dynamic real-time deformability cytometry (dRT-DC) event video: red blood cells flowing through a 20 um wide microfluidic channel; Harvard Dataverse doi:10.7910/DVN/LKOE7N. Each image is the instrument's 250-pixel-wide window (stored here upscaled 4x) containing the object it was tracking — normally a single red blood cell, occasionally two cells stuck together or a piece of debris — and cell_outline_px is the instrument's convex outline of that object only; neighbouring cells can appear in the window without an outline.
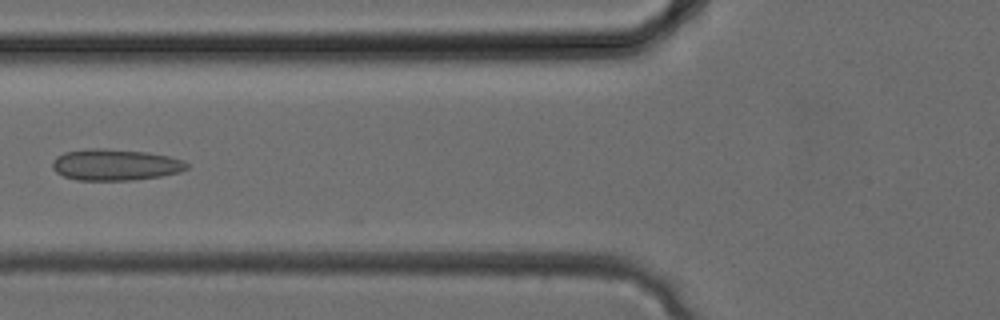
{"species": "common noctule bat (a hibernating species)", "species_latin": "Nyctalus noctula", "temperature_condition": "cold", "stored_images_in_passage": 32, "camera_frame_rate_fps": 3000, "um_per_image_px": 0.085, "animal": {"sex": "female", "body_mass_g": 24.6, "forearm_length_mm": 56.2}, "frame": {"image": 1, "passage_image": 12, "time_ms": 3.667, "image_size_px": [1000, 320], "cell_outline_px": [[188, 168], [180, 172], [160, 176], [132, 180], [76, 180], [64, 176], [56, 172], [52, 168], [52, 160], [56, 156], [64, 152], [88, 148], [104, 148], [144, 152], [168, 156], [184, 160], [188, 164]], "centroid_in_image_um": [9.77, 14.0], "position_along_channel_um": 116.0, "area_um2": 24.62}}
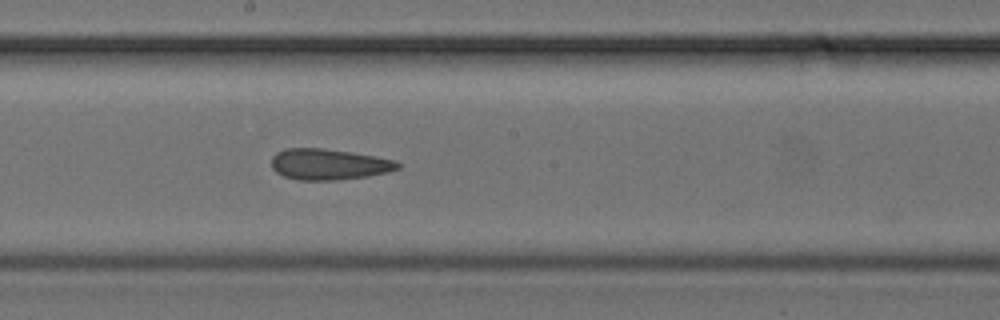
{"frame": {"image": 2, "passage_image": 17, "time_ms": 5.333, "image_size_px": [1000, 320], "cell_outline_px": [[400, 168], [388, 172], [368, 176], [336, 180], [300, 180], [284, 176], [276, 172], [272, 168], [272, 156], [276, 152], [284, 148], [324, 148], [352, 152], [396, 160], [400, 164]], "centroid_in_image_um": [27.94, 13.96], "position_along_channel_um": 220.3, "area_um2": 22.89}}
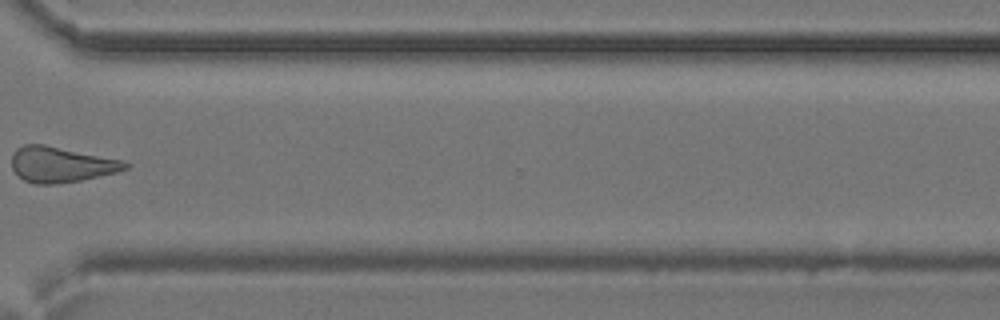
{"frame": {"image": 3, "passage_image": 24, "time_ms": 7.667, "image_size_px": [1000, 320], "cell_outline_px": [[132, 164], [128, 168], [116, 172], [80, 180], [56, 184], [32, 184], [24, 180], [12, 168], [12, 152], [16, 148], [24, 144], [44, 144], [124, 160]], "centroid_in_image_um": [5.19, 13.97], "position_along_channel_um": 365.4, "area_um2": 23.58}}